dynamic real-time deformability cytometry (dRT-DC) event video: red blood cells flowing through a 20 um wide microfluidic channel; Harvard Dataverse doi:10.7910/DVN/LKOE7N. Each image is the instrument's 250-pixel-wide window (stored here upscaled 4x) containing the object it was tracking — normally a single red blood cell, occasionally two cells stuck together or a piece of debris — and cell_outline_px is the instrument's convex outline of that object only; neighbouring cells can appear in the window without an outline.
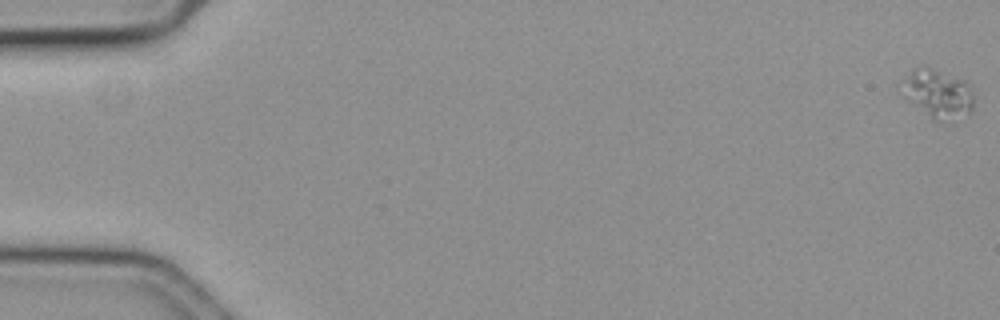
{"species": "common noctule bat (a hibernating species)", "species_latin": "Nyctalus noctula", "temperature_condition": "cold", "stored_images_in_passage": 61, "camera_frame_rate_fps": 3000, "um_per_image_px": 0.085, "animal": {"sex": "female", "body_mass_g": 19.3, "forearm_length_mm": 54.1}, "frame": {"image": 1, "passage_image": 1, "time_ms": 0.0, "image_size_px": [1000, 320], "cell_outline_px": [[972, 112], [956, 124], [940, 124], [932, 120], [904, 100], [896, 92], [912, 68], [924, 64], [968, 80], [972, 84]], "centroid_in_image_um": [79.7, 8.02], "position_along_channel_um": 5.3, "area_um2": 22.6}}
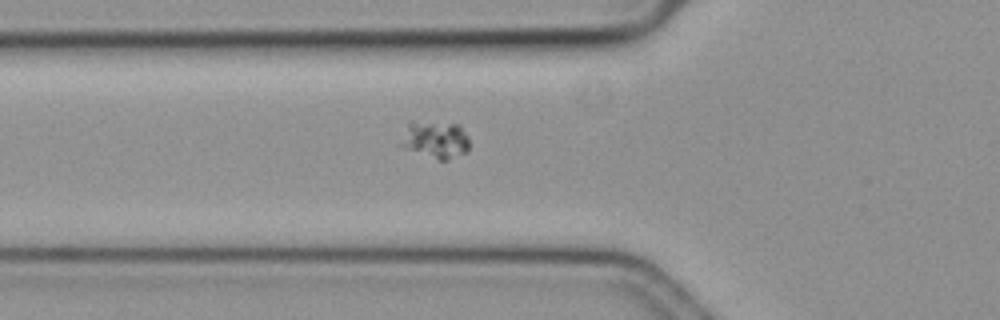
{"frame": {"image": 2, "passage_image": 23, "time_ms": 7.333, "image_size_px": [1000, 320], "cell_outline_px": [[468, 152], [448, 160], [440, 160], [404, 148], [400, 144], [408, 120], [412, 120], [460, 124], [468, 136]], "centroid_in_image_um": [37.02, 11.84], "position_along_channel_um": 88.8, "area_um2": 15.14}}
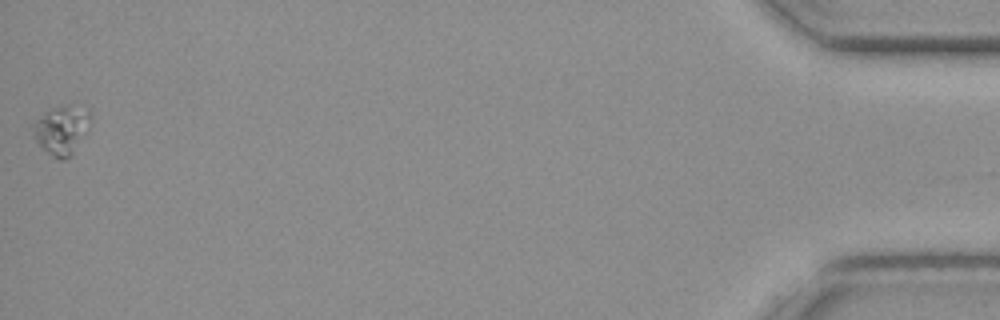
{"frame": {"image": 3, "passage_image": 61, "time_ms": 20.0, "image_size_px": [1000, 320], "cell_outline_px": [[80, 116], [72, 156], [64, 160], [60, 160], [52, 156], [32, 136], [32, 128], [36, 120], [48, 108], [60, 104], [68, 104]], "centroid_in_image_um": [4.88, 11.11], "position_along_channel_um": 430.3, "area_um2": 13.64}}